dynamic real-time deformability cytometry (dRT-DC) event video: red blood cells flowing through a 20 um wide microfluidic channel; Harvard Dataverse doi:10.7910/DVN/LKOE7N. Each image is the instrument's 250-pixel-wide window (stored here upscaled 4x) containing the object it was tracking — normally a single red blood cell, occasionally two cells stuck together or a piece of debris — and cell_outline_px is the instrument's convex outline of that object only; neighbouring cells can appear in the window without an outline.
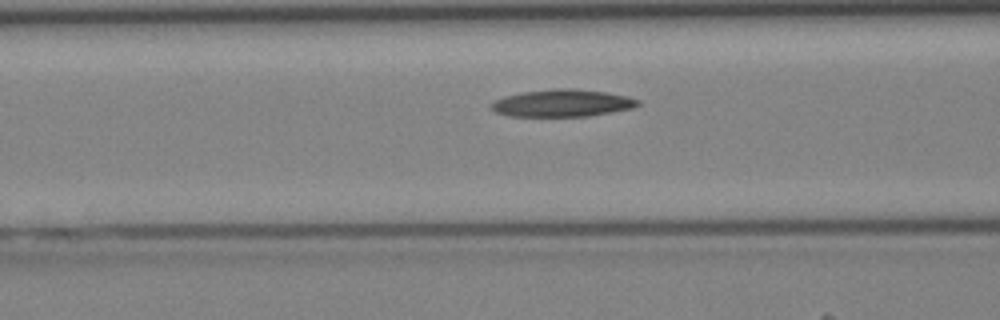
{"species": "Egyptian fruit bat (a non-hibernating species)", "species_latin": "Rousettus aegyptiacus", "temperature_condition": "cold", "stored_images_in_passage": 29, "camera_frame_rate_fps": 3000, "um_per_image_px": 0.085, "animal": {"sex": "female"}, "frame": {"image": 1, "passage_image": 8, "time_ms": 2.333, "image_size_px": [1000, 320], "cell_outline_px": [[640, 104], [636, 108], [588, 116], [508, 116], [496, 112], [488, 104], [504, 96], [524, 92], [552, 88], [572, 88], [604, 92], [628, 96], [640, 100]], "centroid_in_image_um": [47.82, 8.76], "position_along_channel_um": 118.8, "area_um2": 23.41}}
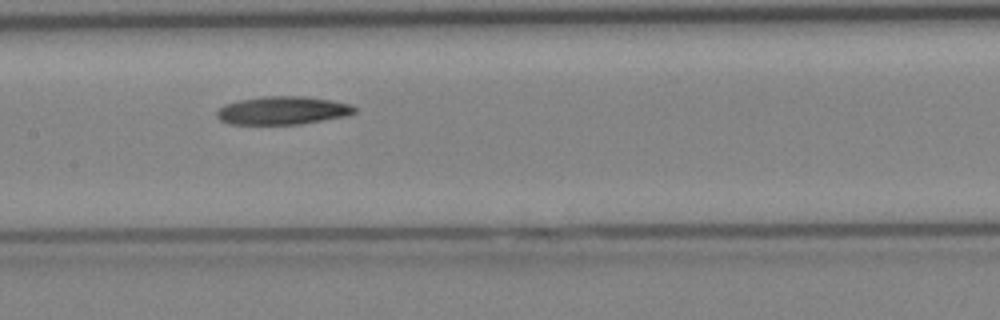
{"frame": {"image": 2, "passage_image": 12, "time_ms": 3.667, "image_size_px": [1000, 320], "cell_outline_px": [[356, 112], [344, 116], [300, 124], [228, 124], [220, 120], [216, 116], [216, 112], [224, 104], [240, 100], [264, 96], [304, 96], [332, 100], [352, 104], [356, 108]], "centroid_in_image_um": [24.01, 9.38], "position_along_channel_um": 183.4, "area_um2": 22.6}}
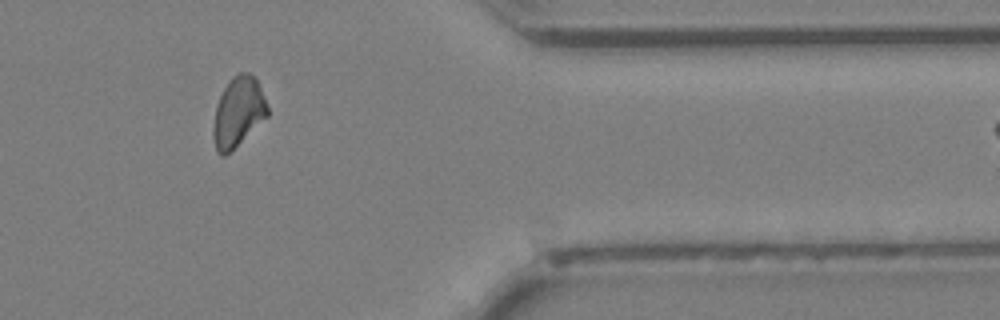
{"frame": {"image": 3, "passage_image": 26, "time_ms": 8.333, "image_size_px": [1000, 320], "cell_outline_px": [[268, 116], [224, 156], [220, 156], [216, 152], [212, 136], [212, 128], [216, 104], [224, 88], [232, 76], [236, 72], [248, 72], [256, 80], [260, 88], [268, 108]], "centroid_in_image_um": [20.2, 9.52], "position_along_channel_um": 391.2, "area_um2": 21.85}}